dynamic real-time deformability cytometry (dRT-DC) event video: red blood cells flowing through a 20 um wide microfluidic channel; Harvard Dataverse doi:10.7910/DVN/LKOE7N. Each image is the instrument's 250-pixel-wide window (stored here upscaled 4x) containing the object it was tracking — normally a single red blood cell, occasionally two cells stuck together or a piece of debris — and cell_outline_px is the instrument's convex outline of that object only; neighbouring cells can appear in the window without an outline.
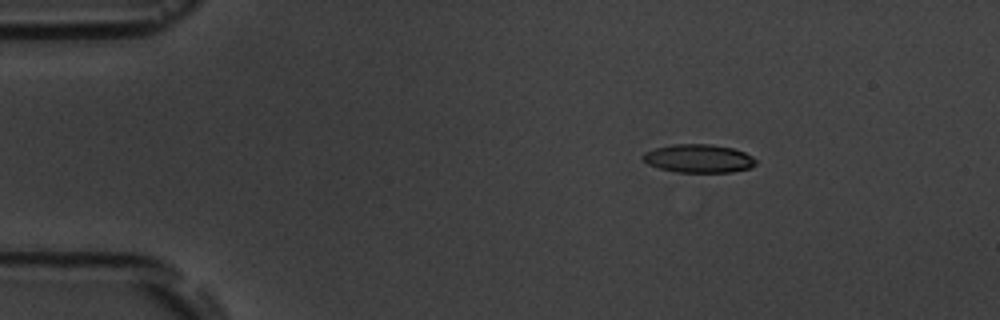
{"species": "common noctule bat (a hibernating species)", "species_latin": "Nyctalus noctula", "temperature_condition": "room temperature", "stored_images_in_passage": 7, "camera_frame_rate_fps": 3000, "um_per_image_px": 0.085, "animal": {"sex": "male", "body_mass_g": 19.5, "forearm_length_mm": 54.6}, "frame": {"image": 1, "passage_image": 2, "time_ms": 1.0, "image_size_px": [1000, 320], "cell_outline_px": [[756, 164], [748, 168], [732, 172], [676, 172], [660, 168], [648, 164], [640, 156], [644, 152], [656, 148], [676, 144], [712, 144], [732, 148], [744, 152], [752, 156], [756, 160]], "centroid_in_image_um": [59.38, 13.47], "position_along_channel_um": 25.6, "area_um2": 18.55}}
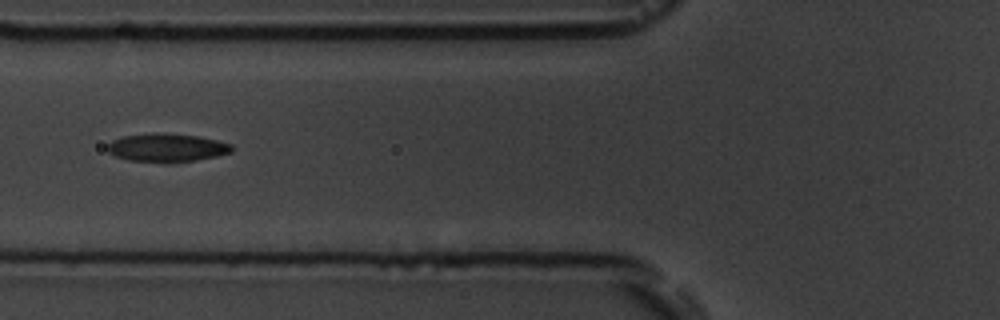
{"frame": {"image": 2, "passage_image": 5, "time_ms": 5.333, "image_size_px": [1000, 320], "cell_outline_px": [[232, 152], [216, 156], [196, 160], [164, 164], [128, 160], [116, 156], [108, 152], [108, 144], [112, 140], [124, 136], [156, 132], [196, 136], [216, 140], [232, 144]], "centroid_in_image_um": [14.17, 12.57], "position_along_channel_um": 111.6, "area_um2": 20.69}}
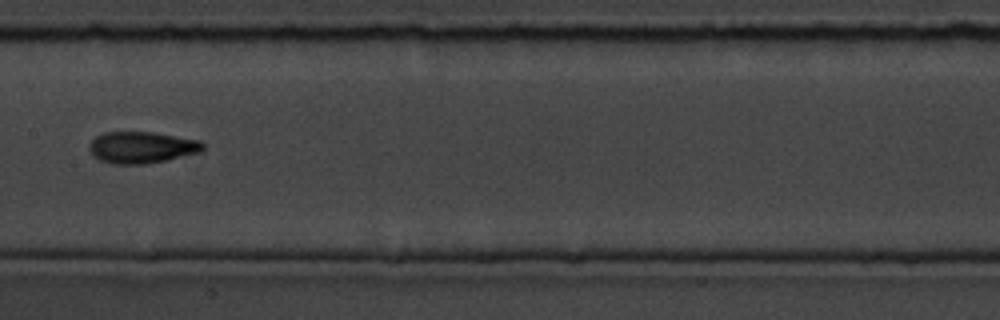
{"frame": {"image": 3, "passage_image": 7, "time_ms": 7.667, "image_size_px": [1000, 320], "cell_outline_px": [[204, 148], [200, 152], [164, 160], [144, 164], [112, 164], [100, 160], [88, 148], [88, 144], [96, 136], [104, 132], [152, 132], [200, 140], [204, 144]], "centroid_in_image_um": [12.03, 12.52], "position_along_channel_um": 195.4, "area_um2": 20.75}}